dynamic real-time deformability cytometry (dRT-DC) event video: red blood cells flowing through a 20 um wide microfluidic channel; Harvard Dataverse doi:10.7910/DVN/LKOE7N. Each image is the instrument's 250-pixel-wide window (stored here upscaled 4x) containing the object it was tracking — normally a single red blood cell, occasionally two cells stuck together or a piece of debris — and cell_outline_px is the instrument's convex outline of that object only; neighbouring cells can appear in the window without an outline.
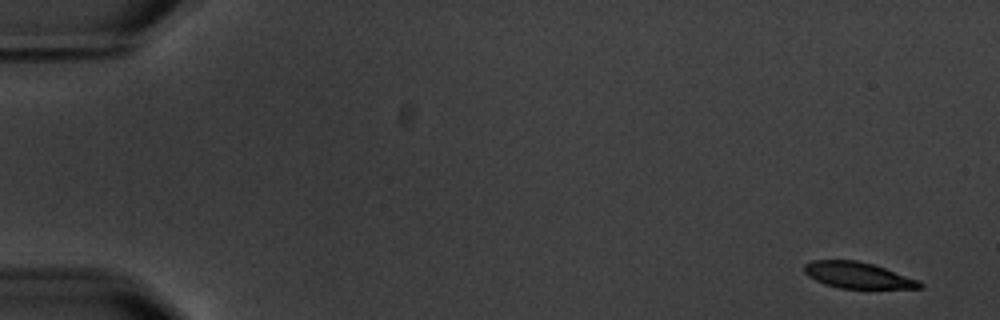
{"species": "common noctule bat (a hibernating species)", "species_latin": "Nyctalus noctula", "temperature_condition": "warm", "stored_images_in_passage": 5, "camera_frame_rate_fps": 3000, "um_per_image_px": 0.085, "animal": {"sex": "male", "body_mass_g": 20.1, "forearm_length_mm": 53.5}, "frame": {"image": 1, "passage_image": 1, "time_ms": 0.0, "image_size_px": [1000, 320], "cell_outline_px": [[924, 284], [920, 288], [840, 288], [824, 284], [808, 276], [804, 272], [804, 264], [812, 260], [856, 260], [872, 264], [920, 280]], "centroid_in_image_um": [72.89, 23.39], "position_along_channel_um": 12.1, "area_um2": 17.51}}
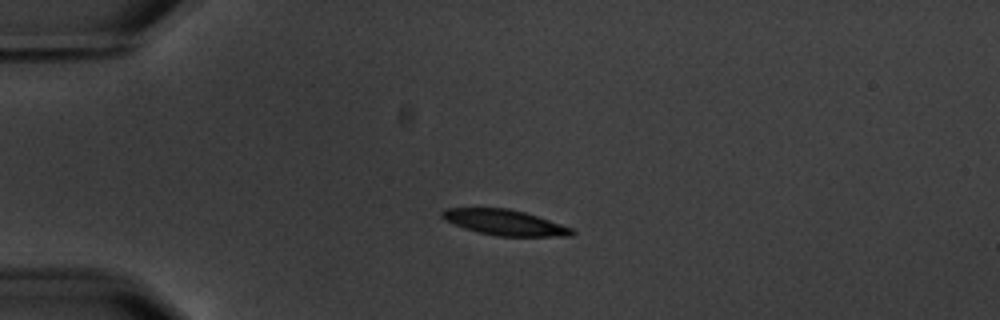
{"frame": {"image": 2, "passage_image": 4, "time_ms": 4.0, "image_size_px": [1000, 320], "cell_outline_px": [[576, 232], [572, 236], [500, 236], [480, 232], [464, 228], [444, 220], [440, 216], [440, 212], [448, 208], [508, 208], [524, 212], [572, 228]], "centroid_in_image_um": [42.88, 18.91], "position_along_channel_um": 42.1, "area_um2": 19.07}}